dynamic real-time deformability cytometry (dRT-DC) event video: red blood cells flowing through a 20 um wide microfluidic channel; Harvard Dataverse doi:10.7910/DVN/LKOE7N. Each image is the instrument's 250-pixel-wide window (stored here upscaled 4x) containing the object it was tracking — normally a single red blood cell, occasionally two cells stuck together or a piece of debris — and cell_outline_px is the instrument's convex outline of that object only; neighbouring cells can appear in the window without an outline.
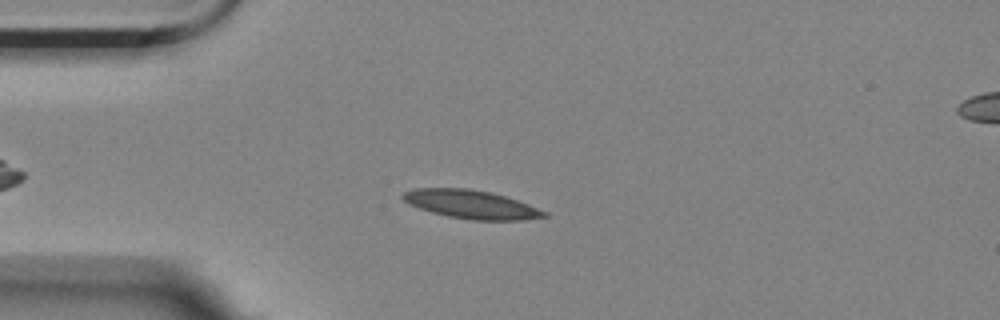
{"species": "Egyptian fruit bat (a non-hibernating species)", "species_latin": "Rousettus aegyptiacus", "temperature_condition": "room temperature", "stored_images_in_passage": 47, "camera_frame_rate_fps": 3000, "um_per_image_px": 0.085, "animal": {"sex": "female"}, "frame": {"image": 1, "passage_image": 4, "time_ms": 1.0, "image_size_px": [1000, 320], "cell_outline_px": [[548, 216], [524, 220], [472, 220], [448, 216], [432, 212], [408, 204], [400, 196], [404, 192], [416, 188], [468, 188], [488, 192], [504, 196], [528, 204], [548, 212]], "centroid_in_image_um": [40.04, 17.37], "position_along_channel_um": 45.0, "area_um2": 23.29}}
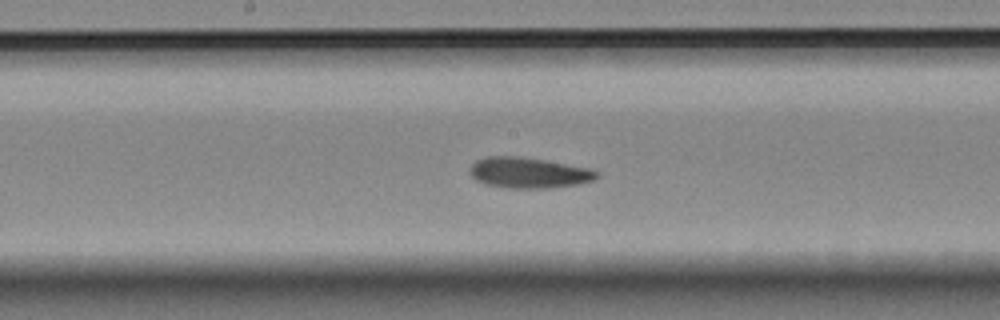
{"frame": {"image": 2, "passage_image": 19, "time_ms": 6.0, "image_size_px": [1000, 320], "cell_outline_px": [[600, 176], [596, 180], [576, 184], [552, 188], [508, 188], [484, 184], [476, 180], [468, 172], [468, 168], [476, 160], [484, 156], [520, 156], [592, 168], [600, 172]], "centroid_in_image_um": [44.95, 14.68], "position_along_channel_um": 203.3, "area_um2": 23.12}}
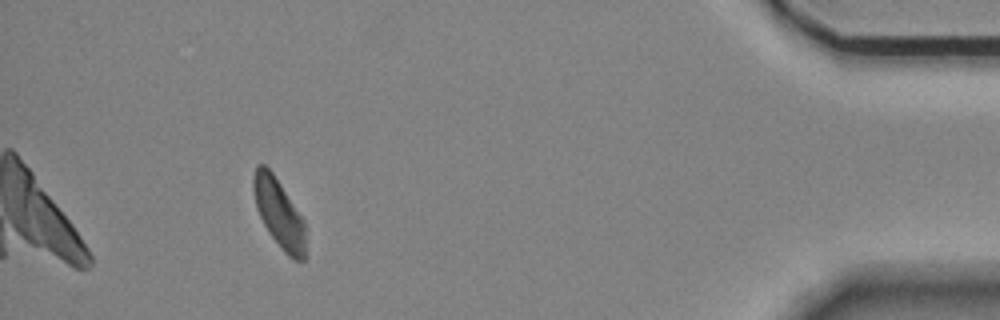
{"frame": {"image": 3, "passage_image": 42, "time_ms": 13.667, "image_size_px": [1000, 320], "cell_outline_px": [[304, 260], [292, 260], [284, 252], [268, 232], [256, 208], [252, 188], [252, 176], [256, 164], [264, 164], [272, 172], [304, 220]], "centroid_in_image_um": [23.67, 18.09], "position_along_channel_um": 411.5, "area_um2": 20.69}, "authors_computed_cell_mechanics": {"area_um2": 22.1952, "velocity_mm_per_s": 3.4834, "shape_relaxation_time_tau1_ms": 4.9542, "shape_relaxation_time_tau2_ms": 3.4432, "deformation_change_tau1": 0.1341, "deformation_change_tau2": 0.1026}}